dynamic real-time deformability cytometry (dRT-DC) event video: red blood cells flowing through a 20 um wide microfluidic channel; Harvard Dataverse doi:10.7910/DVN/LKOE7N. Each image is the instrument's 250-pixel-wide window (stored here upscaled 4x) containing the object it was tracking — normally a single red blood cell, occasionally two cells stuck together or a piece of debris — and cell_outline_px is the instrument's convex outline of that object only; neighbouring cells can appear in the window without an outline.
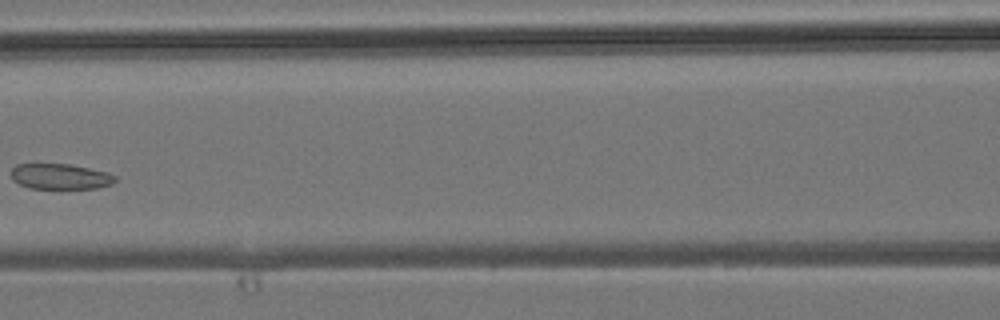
{"species": "common noctule bat (a hibernating species)", "species_latin": "Nyctalus noctula", "temperature_condition": "room temperature", "stored_images_in_passage": 7, "camera_frame_rate_fps": 3000, "um_per_image_px": 0.085, "animal": {"sex": "male", "body_mass_g": 19.2, "forearm_length_mm": 51.8}, "frame": {"image": 1, "passage_image": 7, "time_ms": 7.667, "image_size_px": [1000, 320], "cell_outline_px": [[116, 180], [112, 184], [96, 188], [28, 188], [12, 180], [12, 168], [16, 164], [68, 164], [108, 172], [116, 176]], "centroid_in_image_um": [5.12, 15.0], "position_along_channel_um": 161.5, "area_um2": 15.37}}